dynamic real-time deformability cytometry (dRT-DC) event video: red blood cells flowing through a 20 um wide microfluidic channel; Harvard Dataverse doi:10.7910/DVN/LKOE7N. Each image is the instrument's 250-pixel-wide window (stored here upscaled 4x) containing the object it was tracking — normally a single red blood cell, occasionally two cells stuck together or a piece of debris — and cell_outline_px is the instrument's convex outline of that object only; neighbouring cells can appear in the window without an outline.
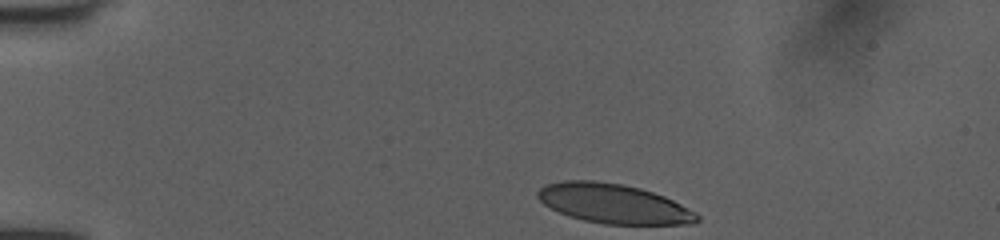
{"species": "human", "species_latin": "Homo sapiens", "temperature_condition": "room temperature", "stored_images_in_passage": 32, "camera_frame_rate_fps": 3000, "um_per_image_px": 0.085, "donor": {"sex": "female"}, "frame": {"image": 1, "passage_image": 1, "time_ms": 0.0, "image_size_px": [1000, 240], "cell_outline_px": [[700, 220], [692, 224], [604, 224], [584, 220], [568, 216], [544, 204], [536, 196], [536, 192], [544, 184], [560, 180], [596, 180], [624, 184], [640, 188], [664, 196], [696, 212], [700, 216]], "centroid_in_image_um": [52.13, 17.3], "position_along_channel_um": 32.9, "area_um2": 36.82}}
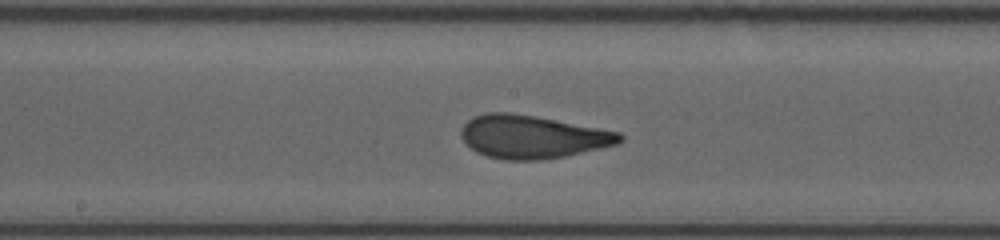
{"frame": {"image": 2, "passage_image": 19, "time_ms": 6.0, "image_size_px": [1000, 240], "cell_outline_px": [[624, 140], [616, 144], [600, 148], [564, 156], [540, 160], [504, 160], [488, 156], [476, 152], [460, 136], [460, 132], [464, 124], [472, 116], [488, 112], [508, 112], [536, 116], [620, 132], [624, 136]], "centroid_in_image_um": [45.24, 11.62], "position_along_channel_um": 203.0, "area_um2": 39.71}}
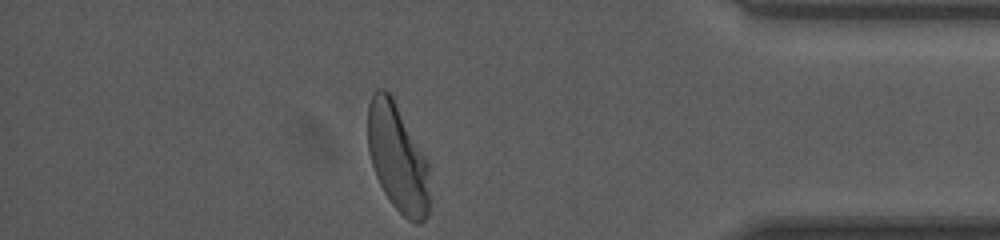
{"frame": {"image": 3, "passage_image": 32, "time_ms": 10.333, "image_size_px": [1000, 240], "cell_outline_px": [[428, 216], [420, 224], [416, 224], [408, 220], [392, 204], [384, 192], [376, 176], [368, 152], [368, 104], [372, 92], [376, 88], [384, 88], [392, 96], [424, 156], [428, 164]], "centroid_in_image_um": [33.76, 13.41], "position_along_channel_um": 401.4, "area_um2": 38.49}, "authors_computed_cell_mechanics": {"area_um2": 38.8705, "velocity_mm_per_s": 4.0061, "shape_relaxation_time_tau1_ms": 4.8375, "shape_relaxation_time_tau2_ms": 0.9315, "deformation_change_tau1": 0.2082, "deformation_change_tau2": 0.0894}}